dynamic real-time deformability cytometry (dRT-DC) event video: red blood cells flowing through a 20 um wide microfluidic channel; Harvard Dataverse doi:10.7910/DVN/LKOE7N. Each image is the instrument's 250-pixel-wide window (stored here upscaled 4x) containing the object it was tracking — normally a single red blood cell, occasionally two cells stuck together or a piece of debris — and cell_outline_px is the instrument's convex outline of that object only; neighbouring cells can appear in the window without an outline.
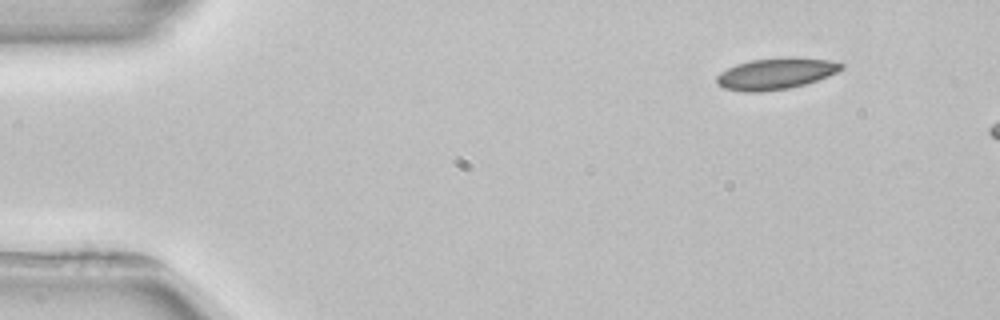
{"species": "common noctule bat (a hibernating species)", "species_latin": "Nyctalus noctula", "temperature_condition": "room temperature", "stored_images_in_passage": 2, "camera_frame_rate_fps": 3000, "um_per_image_px": 0.085, "animal": {"sex": "female", "body_mass_g": 22.7, "forearm_length_mm": 54.2}, "frame": {"image": 1, "passage_image": 1, "time_ms": 0.0, "image_size_px": [1000, 320], "cell_outline_px": [[844, 68], [828, 76], [804, 84], [788, 88], [760, 92], [744, 92], [724, 88], [716, 84], [716, 76], [720, 72], [736, 64], [752, 60], [788, 56], [828, 60], [844, 64]], "centroid_in_image_um": [65.91, 6.25], "position_along_channel_um": 19.1, "area_um2": 22.77}}